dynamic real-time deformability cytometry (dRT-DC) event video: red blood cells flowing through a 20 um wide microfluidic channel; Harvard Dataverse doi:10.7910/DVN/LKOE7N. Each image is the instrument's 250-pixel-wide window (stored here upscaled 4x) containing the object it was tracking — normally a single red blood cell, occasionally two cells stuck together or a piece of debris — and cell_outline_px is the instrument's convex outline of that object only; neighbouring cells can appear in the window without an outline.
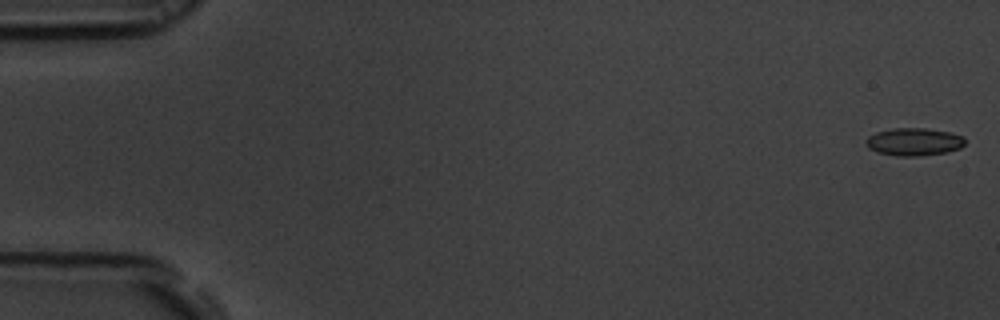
{"species": "common noctule bat (a hibernating species)", "species_latin": "Nyctalus noctula", "temperature_condition": "room temperature", "stored_images_in_passage": 52, "camera_frame_rate_fps": 3000, "um_per_image_px": 0.085, "animal": {"sex": "male", "body_mass_g": 19.5, "forearm_length_mm": 54.6}, "frame": {"image": 1, "passage_image": 1, "time_ms": 0.0, "image_size_px": [1000, 320], "cell_outline_px": [[964, 144], [960, 148], [948, 152], [920, 156], [896, 156], [876, 152], [868, 148], [864, 144], [864, 140], [868, 136], [876, 132], [892, 128], [924, 128], [948, 132], [964, 136]], "centroid_in_image_um": [77.64, 12.06], "position_along_channel_um": 7.4, "area_um2": 16.18}}
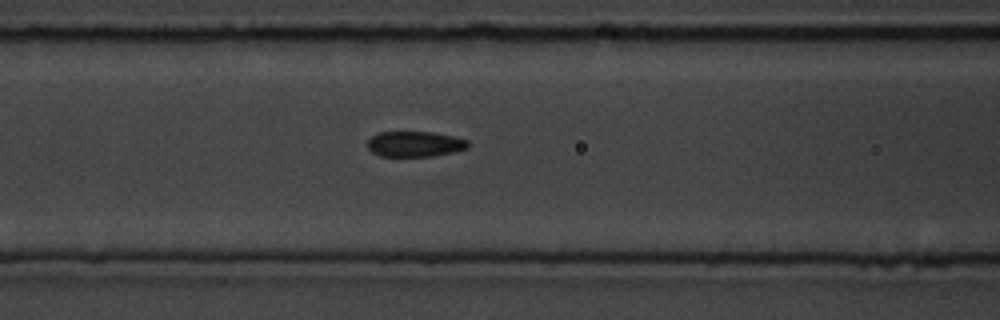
{"frame": {"image": 2, "passage_image": 23, "time_ms": 7.333, "image_size_px": [1000, 320], "cell_outline_px": [[468, 148], [452, 152], [432, 156], [380, 156], [372, 152], [368, 148], [368, 140], [372, 136], [380, 132], [432, 132], [452, 136], [468, 140]], "centroid_in_image_um": [35.25, 12.24], "position_along_channel_um": 131.3, "area_um2": 14.8}}
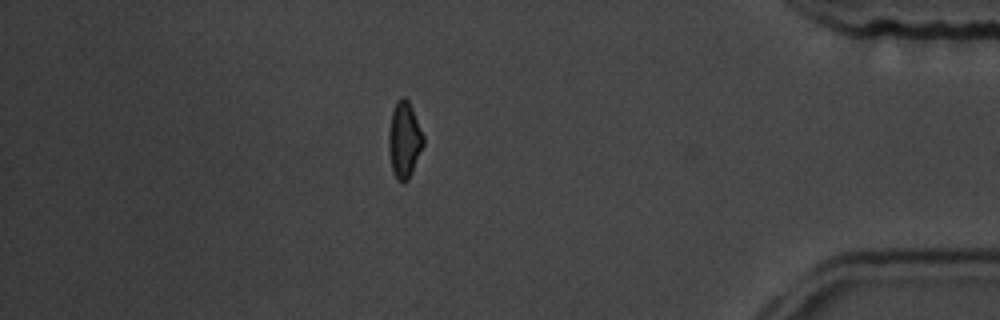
{"frame": {"image": 3, "passage_image": 48, "time_ms": 15.667, "image_size_px": [1000, 320], "cell_outline_px": [[424, 144], [412, 172], [408, 180], [404, 184], [392, 172], [388, 148], [388, 136], [392, 112], [400, 96], [404, 96], [408, 100], [412, 108], [424, 136]], "centroid_in_image_um": [34.37, 11.9], "position_along_channel_um": 400.8, "area_um2": 15.32}}